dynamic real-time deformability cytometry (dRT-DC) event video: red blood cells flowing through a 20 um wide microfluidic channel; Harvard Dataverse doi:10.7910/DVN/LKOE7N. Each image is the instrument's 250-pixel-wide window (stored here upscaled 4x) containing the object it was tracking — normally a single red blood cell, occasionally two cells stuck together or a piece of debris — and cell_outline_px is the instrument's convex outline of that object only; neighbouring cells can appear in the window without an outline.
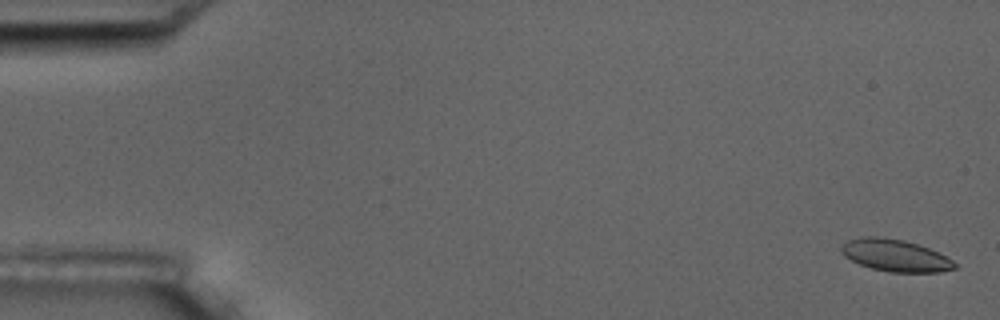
{"species": "common noctule bat (a hibernating species)", "species_latin": "Nyctalus noctula", "temperature_condition": "room temperature", "stored_images_in_passage": 6, "camera_frame_rate_fps": 3000, "um_per_image_px": 0.085, "animal": {"sex": "male", "body_mass_g": 17.5, "forearm_length_mm": 52.3}, "frame": {"image": 1, "passage_image": 1, "time_ms": 0.0, "image_size_px": [1000, 320], "cell_outline_px": [[956, 268], [940, 272], [888, 272], [872, 268], [860, 264], [844, 256], [840, 248], [848, 240], [860, 236], [880, 236], [904, 240], [928, 248], [952, 260], [956, 264]], "centroid_in_image_um": [76.07, 21.71], "position_along_channel_um": 8.9, "area_um2": 20.98}}
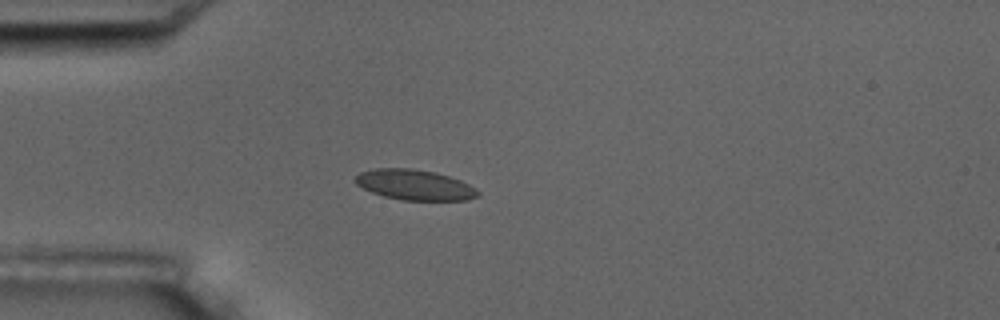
{"frame": {"image": 2, "passage_image": 5, "time_ms": 4.667, "image_size_px": [1000, 320], "cell_outline_px": [[480, 196], [468, 200], [400, 200], [384, 196], [372, 192], [356, 184], [352, 180], [360, 172], [376, 168], [412, 168], [436, 172], [460, 180], [476, 188], [480, 192]], "centroid_in_image_um": [35.26, 15.71], "position_along_channel_um": 49.7, "area_um2": 21.85}}